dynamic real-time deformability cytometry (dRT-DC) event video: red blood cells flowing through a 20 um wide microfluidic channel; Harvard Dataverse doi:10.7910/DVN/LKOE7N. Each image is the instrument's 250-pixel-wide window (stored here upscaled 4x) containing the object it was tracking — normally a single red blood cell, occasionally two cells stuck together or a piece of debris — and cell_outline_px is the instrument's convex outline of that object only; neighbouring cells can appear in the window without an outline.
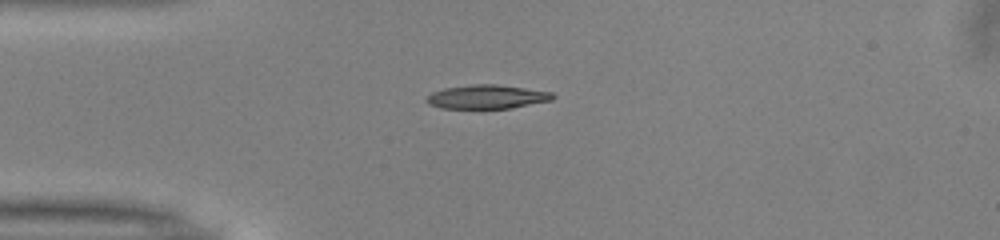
{"species": "common noctule bat (a hibernating species)", "species_latin": "Nyctalus noctula", "temperature_condition": "warm", "stored_images_in_passage": 39, "camera_frame_rate_fps": 3000, "um_per_image_px": 0.085, "animal": {"sex": "male", "body_mass_g": 13.0, "forearm_length_mm": 53.1}, "frame": {"image": 1, "passage_image": 1, "time_ms": 0.0, "image_size_px": [1000, 240], "cell_outline_px": [[556, 96], [552, 100], [512, 108], [440, 108], [428, 104], [424, 100], [432, 92], [444, 88], [472, 84], [496, 84], [552, 92]], "centroid_in_image_um": [41.38, 8.23], "position_along_channel_um": 43.6, "area_um2": 17.57}}
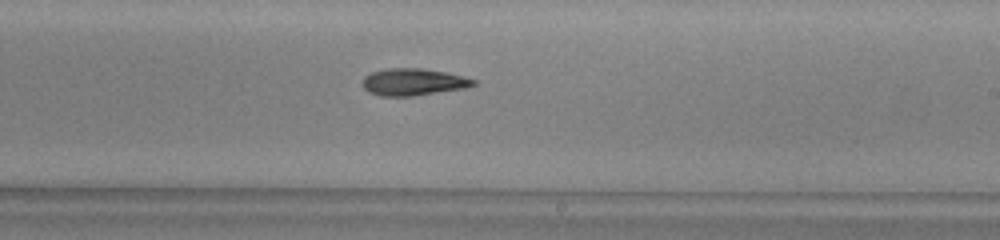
{"frame": {"image": 2, "passage_image": 18, "time_ms": 5.667, "image_size_px": [1000, 240], "cell_outline_px": [[476, 84], [464, 88], [412, 96], [380, 96], [368, 92], [364, 88], [364, 76], [372, 72], [388, 68], [424, 68], [448, 72], [464, 76], [476, 80]], "centroid_in_image_um": [35.14, 6.96], "position_along_channel_um": 253.9, "area_um2": 17.46}}
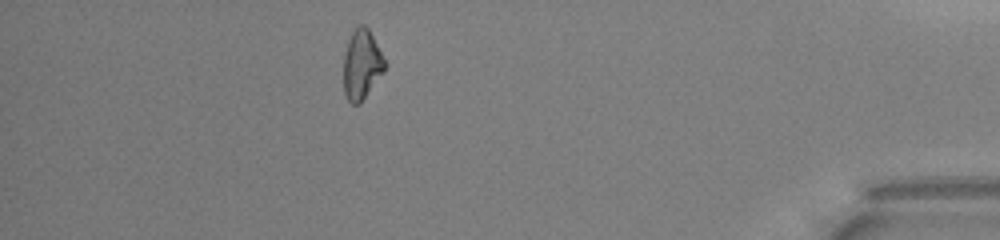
{"frame": {"image": 3, "passage_image": 33, "time_ms": 10.667, "image_size_px": [1000, 240], "cell_outline_px": [[388, 64], [384, 72], [360, 104], [352, 104], [348, 100], [344, 92], [344, 56], [348, 40], [356, 24], [364, 24], [368, 28]], "centroid_in_image_um": [30.77, 5.48], "position_along_channel_um": 404.4, "area_um2": 16.94}, "authors_computed_cell_mechanics": {"area_um2": 17.3978, "velocity_mm_per_s": 4.0551, "shape_relaxation_time_tau1_ms": 6.0996, "shape_relaxation_time_tau2_ms": null, "deformation_change_tau1": 0.1826, "deformation_change_tau2": null}}